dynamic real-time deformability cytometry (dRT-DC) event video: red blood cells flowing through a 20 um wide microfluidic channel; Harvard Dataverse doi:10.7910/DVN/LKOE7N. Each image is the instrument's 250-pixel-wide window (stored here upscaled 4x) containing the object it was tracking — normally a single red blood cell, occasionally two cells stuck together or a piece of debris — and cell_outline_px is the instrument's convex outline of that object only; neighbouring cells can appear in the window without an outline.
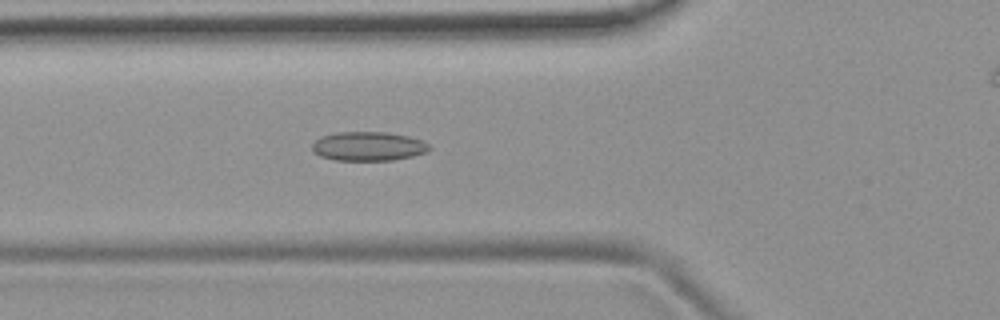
{"species": "common noctule bat (a hibernating species)", "species_latin": "Nyctalus noctula", "temperature_condition": "room temperature", "stored_images_in_passage": 54, "camera_frame_rate_fps": 3000, "um_per_image_px": 0.085, "animal": {"sex": "female", "body_mass_g": 19.9}, "frame": {"image": 1, "passage_image": 19, "time_ms": 6.0, "image_size_px": [1000, 320], "cell_outline_px": [[432, 148], [428, 152], [412, 156], [392, 160], [336, 160], [320, 156], [312, 152], [312, 144], [320, 136], [336, 132], [388, 132], [408, 136], [420, 140], [428, 144]], "centroid_in_image_um": [31.29, 12.43], "position_along_channel_um": 94.5, "area_um2": 19.94}}
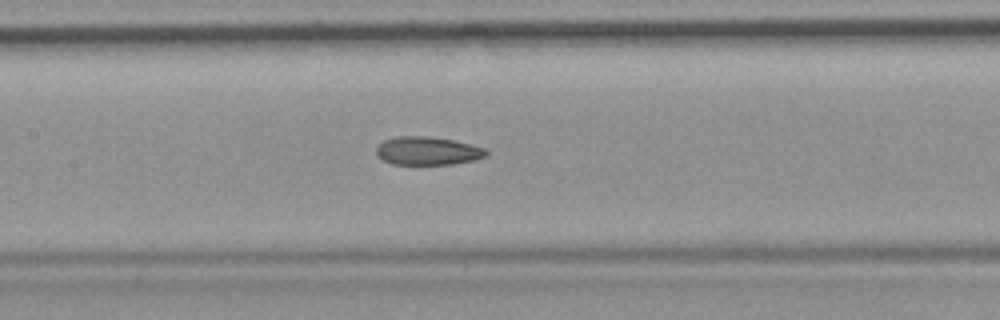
{"frame": {"image": 2, "passage_image": 25, "time_ms": 8.0, "image_size_px": [1000, 320], "cell_outline_px": [[488, 156], [476, 160], [452, 164], [392, 164], [384, 160], [376, 152], [376, 148], [384, 140], [396, 136], [428, 136], [452, 140], [472, 144], [484, 148], [488, 152]], "centroid_in_image_um": [36.39, 12.82], "position_along_channel_um": 171.0, "area_um2": 18.09}}
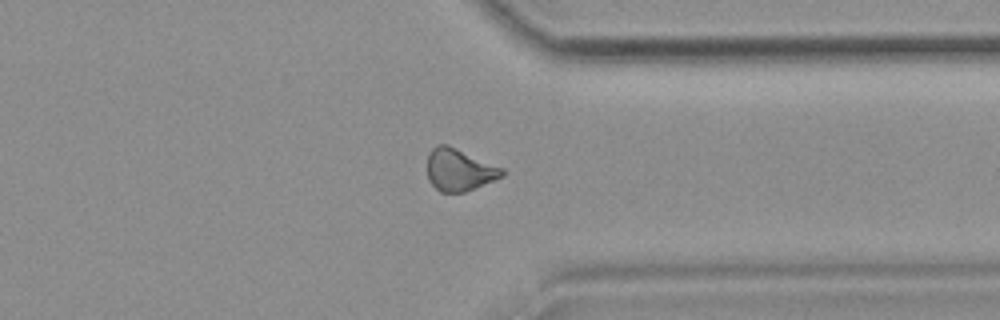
{"frame": {"image": 3, "passage_image": 41, "time_ms": 13.333, "image_size_px": [1000, 320], "cell_outline_px": [[504, 176], [464, 192], [440, 192], [428, 180], [428, 152], [432, 148], [440, 144], [448, 144], [504, 168]], "centroid_in_image_um": [39.04, 14.42], "position_along_channel_um": 372.4, "area_um2": 18.38}, "authors_computed_cell_mechanics": {"area_um2": 18.496, "velocity_mm_per_s": 3.8164, "shape_relaxation_time_tau1_ms": null, "shape_relaxation_time_tau2_ms": 4.8784, "deformation_change_tau1": null, "deformation_change_tau2": 0.1174}}